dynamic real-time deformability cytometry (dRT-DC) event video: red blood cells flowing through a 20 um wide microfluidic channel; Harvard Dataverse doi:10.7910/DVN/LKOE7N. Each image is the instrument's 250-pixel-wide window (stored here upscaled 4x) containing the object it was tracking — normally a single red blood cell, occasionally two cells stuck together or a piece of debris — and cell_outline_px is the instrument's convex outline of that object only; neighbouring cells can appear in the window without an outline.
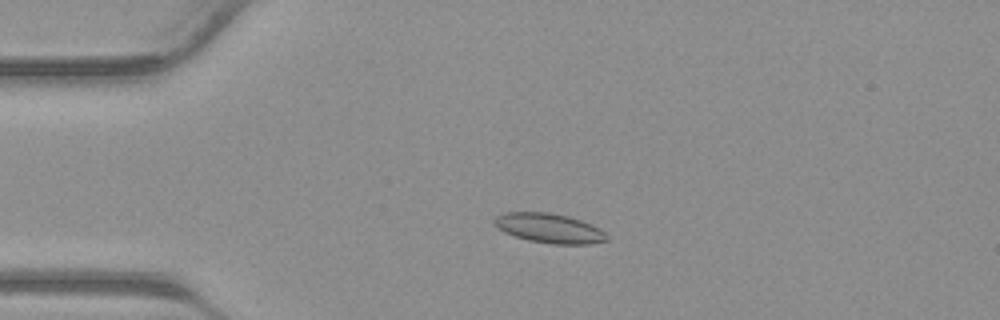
{"species": "common noctule bat (a hibernating species)", "species_latin": "Nyctalus noctula", "temperature_condition": "warm", "stored_images_in_passage": 34, "camera_frame_rate_fps": 3000, "um_per_image_px": 0.085, "animal": {"sex": "male", "body_mass_g": 23.1, "forearm_length_mm": 52.7}, "frame": {"image": 1, "passage_image": 9, "time_ms": 2.667, "image_size_px": [1000, 320], "cell_outline_px": [[608, 240], [588, 244], [552, 244], [528, 240], [504, 232], [496, 228], [492, 220], [496, 216], [504, 212], [548, 212], [568, 216], [592, 224], [600, 228], [608, 236]], "centroid_in_image_um": [46.67, 19.39], "position_along_channel_um": 38.3, "area_um2": 19.48}}
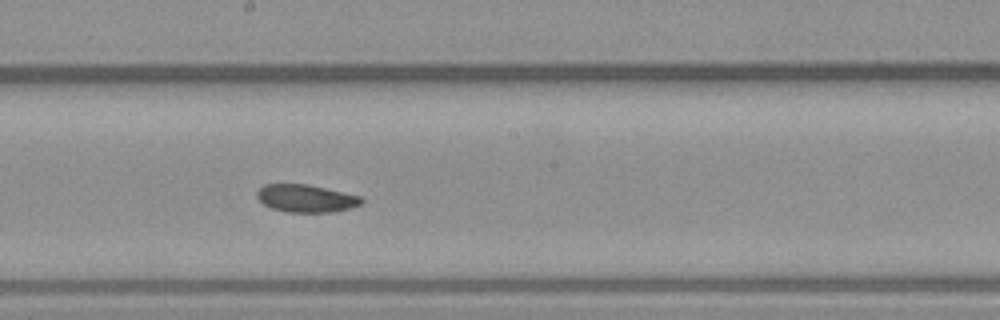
{"frame": {"image": 2, "passage_image": 22, "time_ms": 7.0, "image_size_px": [1000, 320], "cell_outline_px": [[364, 200], [360, 204], [352, 208], [332, 212], [288, 212], [272, 208], [264, 204], [256, 196], [256, 192], [264, 184], [308, 184], [360, 196]], "centroid_in_image_um": [26.01, 16.86], "position_along_channel_um": 222.2, "area_um2": 16.76}}
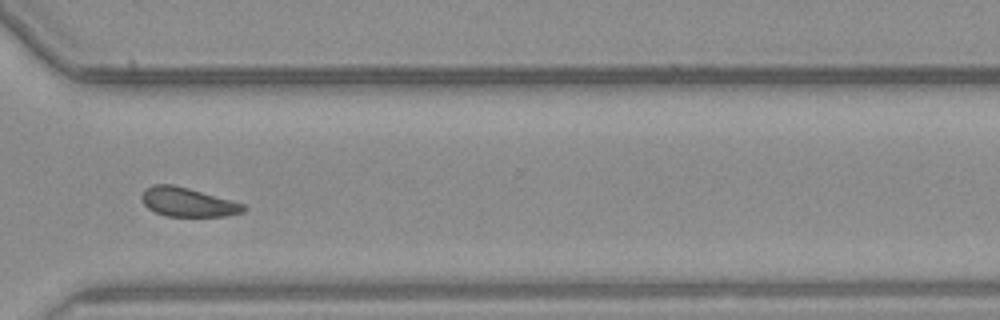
{"frame": {"image": 3, "passage_image": 30, "time_ms": 9.667, "image_size_px": [1000, 320], "cell_outline_px": [[248, 208], [244, 212], [224, 216], [168, 216], [156, 212], [148, 208], [144, 204], [140, 196], [144, 188], [152, 184], [172, 184], [188, 188], [232, 200], [244, 204]], "centroid_in_image_um": [15.95, 17.17], "position_along_channel_um": 354.6, "area_um2": 17.28}}